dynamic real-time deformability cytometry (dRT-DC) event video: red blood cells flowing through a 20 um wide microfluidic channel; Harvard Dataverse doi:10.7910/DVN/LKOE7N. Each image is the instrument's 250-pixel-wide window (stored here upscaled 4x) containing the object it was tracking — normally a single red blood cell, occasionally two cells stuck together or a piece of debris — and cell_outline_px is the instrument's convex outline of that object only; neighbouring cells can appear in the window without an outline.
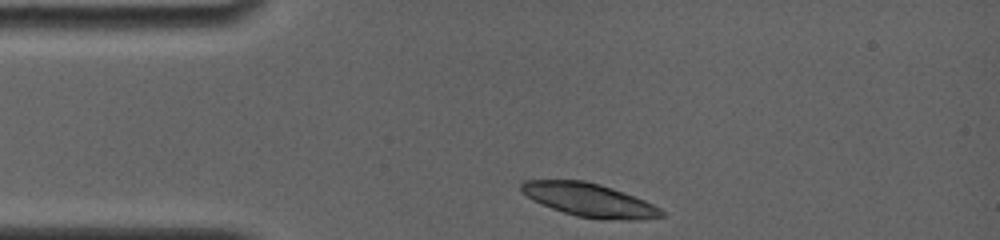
{"species": "common noctule bat (a hibernating species)", "species_latin": "Nyctalus noctula", "temperature_condition": "room temperature", "stored_images_in_passage": 1, "camera_frame_rate_fps": 4000, "um_per_image_px": 0.085, "animal": {"sex": "female", "body_mass_g": 19.0, "forearm_length_mm": 56.7}, "frame": {"image": 1, "passage_image": 1, "time_ms": 0.0, "image_size_px": [1000, 240], "cell_outline_px": [[664, 216], [640, 220], [600, 220], [576, 216], [552, 208], [532, 200], [520, 188], [520, 184], [524, 180], [584, 180], [600, 184], [624, 192], [644, 200], [660, 208], [664, 212]], "centroid_in_image_um": [50.12, 17.01], "position_along_channel_um": 34.9, "area_um2": 27.34}}